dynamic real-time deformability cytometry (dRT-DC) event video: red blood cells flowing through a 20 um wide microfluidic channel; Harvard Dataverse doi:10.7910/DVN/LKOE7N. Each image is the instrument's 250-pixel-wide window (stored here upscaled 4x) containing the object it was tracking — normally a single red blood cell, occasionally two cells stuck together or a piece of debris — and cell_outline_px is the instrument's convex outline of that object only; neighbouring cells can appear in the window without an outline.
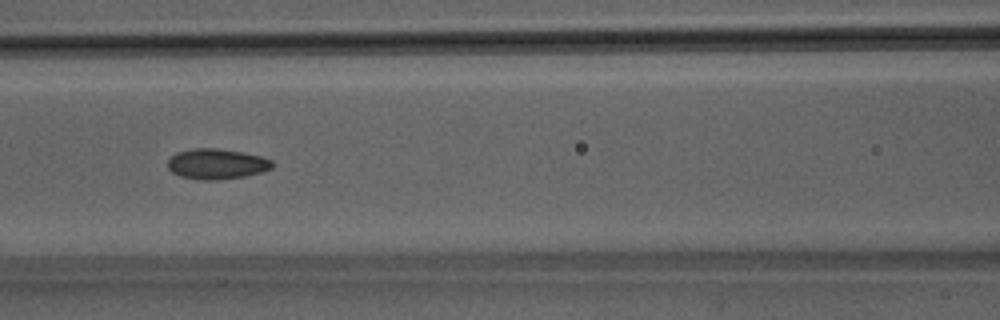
{"species": "Egyptian fruit bat (a non-hibernating species)", "species_latin": "Rousettus aegyptiacus", "temperature_condition": "room temperature", "stored_images_in_passage": 52, "segment_of_instrument_passage": [1, 2], "camera_frame_rate_fps": 3000, "um_per_image_px": 0.085, "animal": {"sex": "male"}, "frame": {"image": 1, "passage_image": 23, "time_ms": 7.333, "image_size_px": [1000, 320], "cell_outline_px": [[276, 164], [272, 168], [260, 172], [244, 176], [216, 180], [200, 180], [180, 176], [172, 172], [168, 168], [168, 160], [176, 152], [196, 148], [216, 148], [240, 152], [260, 156], [272, 160]], "centroid_in_image_um": [18.42, 13.94], "position_along_channel_um": 148.2, "area_um2": 18.44}}
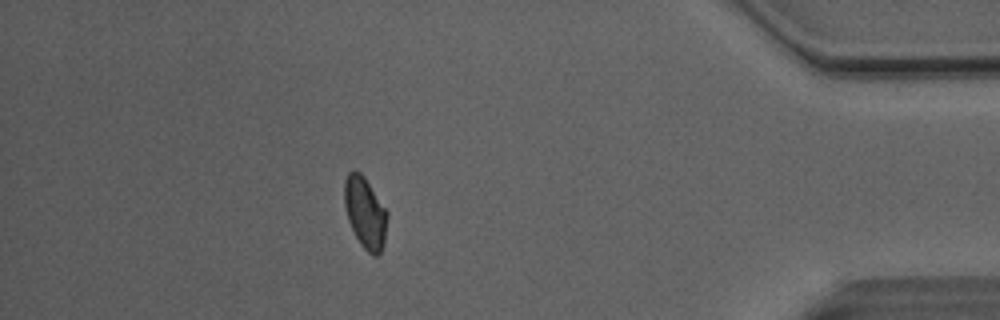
{"frame": {"image": 2, "passage_image": 45, "time_ms": 14.667, "image_size_px": [1000, 320], "cell_outline_px": [[388, 216], [384, 244], [380, 256], [372, 256], [360, 244], [348, 220], [344, 204], [344, 180], [348, 172], [360, 172], [364, 176], [388, 212]], "centroid_in_image_um": [31.05, 18.11], "position_along_channel_um": 404.1, "area_um2": 17.92}}